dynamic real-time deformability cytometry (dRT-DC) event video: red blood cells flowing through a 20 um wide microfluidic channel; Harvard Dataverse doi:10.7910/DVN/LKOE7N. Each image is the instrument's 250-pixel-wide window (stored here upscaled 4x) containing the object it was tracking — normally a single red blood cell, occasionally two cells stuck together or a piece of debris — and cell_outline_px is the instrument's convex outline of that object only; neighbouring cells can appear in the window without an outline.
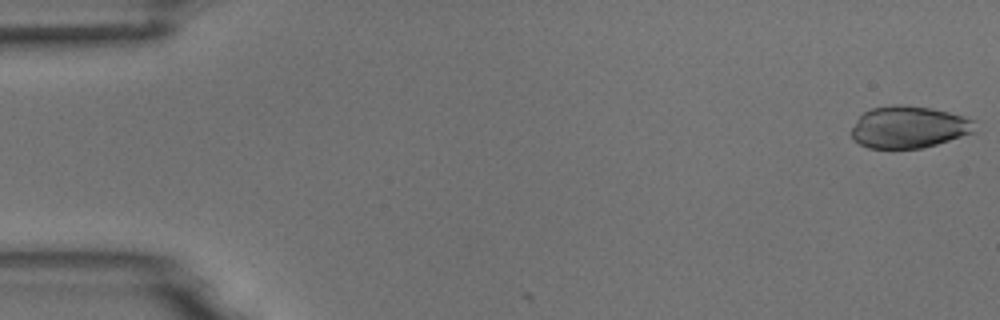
{"species": "common noctule bat (a hibernating species)", "species_latin": "Nyctalus noctula", "temperature_condition": "room temperature", "stored_images_in_passage": 4, "camera_frame_rate_fps": 3000, "um_per_image_px": 0.085, "animal": {"sex": "male", "body_mass_g": 18.8}, "frame": {"image": 1, "passage_image": 1, "time_ms": 0.0, "image_size_px": [1000, 320], "cell_outline_px": [[980, 132], [936, 144], [920, 148], [868, 148], [860, 144], [852, 136], [852, 128], [856, 120], [864, 112], [872, 108], [892, 104], [900, 104], [932, 108], [948, 112], [972, 120]], "centroid_in_image_um": [77.29, 10.8], "position_along_channel_um": 7.7, "area_um2": 30.29}}